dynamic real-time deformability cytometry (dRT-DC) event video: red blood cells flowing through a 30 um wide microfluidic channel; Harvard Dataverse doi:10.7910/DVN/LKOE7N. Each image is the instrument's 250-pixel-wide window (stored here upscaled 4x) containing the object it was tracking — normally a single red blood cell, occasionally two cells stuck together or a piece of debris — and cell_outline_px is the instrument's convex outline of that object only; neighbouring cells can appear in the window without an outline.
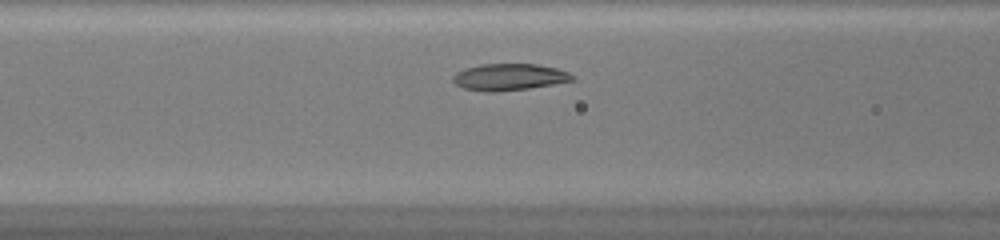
{"species": "common noctule bat (a hibernating species)", "species_latin": "Nyctalus noctula", "temperature_condition": "warm", "stored_images_in_passage": 28, "camera_frame_rate_fps": 3000, "um_per_image_px": 0.085, "animal": {"sex": "female", "body_mass_g": 20.0, "forearm_length_mm": 54.0}, "frame": {"image": 1, "passage_image": 7, "time_ms": 2.0, "image_size_px": [1000, 240], "cell_outline_px": [[576, 80], [528, 88], [496, 92], [488, 92], [464, 88], [456, 84], [452, 80], [452, 76], [456, 72], [464, 68], [480, 64], [536, 64], [556, 68], [568, 72], [576, 76]], "centroid_in_image_um": [43.28, 6.54], "position_along_channel_um": 123.3, "area_um2": 18.61}}
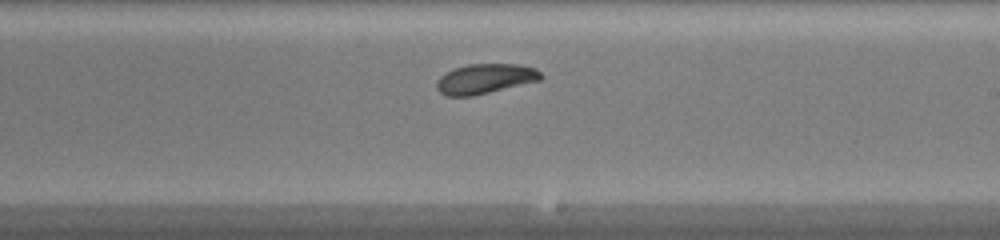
{"frame": {"image": 2, "passage_image": 16, "time_ms": 5.0, "image_size_px": [1000, 240], "cell_outline_px": [[544, 76], [540, 80], [472, 96], [448, 96], [440, 92], [436, 88], [436, 80], [440, 76], [456, 68], [468, 64], [520, 64], [536, 68]], "centroid_in_image_um": [41.24, 6.69], "position_along_channel_um": 247.8, "area_um2": 18.03}}
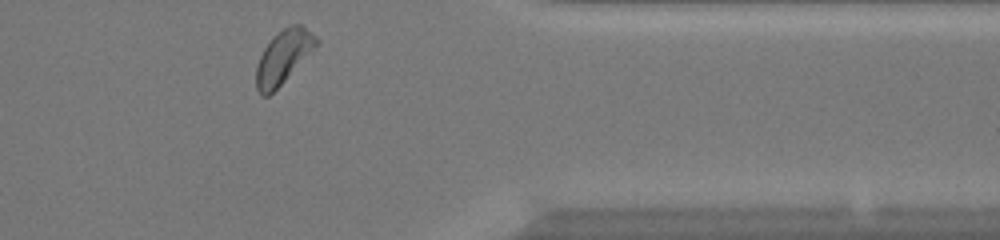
{"frame": {"image": 3, "passage_image": 27, "time_ms": 8.667, "image_size_px": [1000, 240], "cell_outline_px": [[320, 44], [268, 96], [260, 96], [256, 88], [256, 68], [260, 56], [264, 48], [272, 36], [284, 28], [292, 24], [300, 24], [316, 36], [320, 40]], "centroid_in_image_um": [24.09, 4.81], "position_along_channel_um": 387.3, "area_um2": 18.55}, "authors_computed_cell_mechanics": {"area_um2": 18.3804, "velocity_mm_per_s": 4.165, "shape_relaxation_time_tau1_ms": 2.4149, "shape_relaxation_time_tau2_ms": null, "deformation_change_tau1": 0.1065, "deformation_change_tau2": null}}